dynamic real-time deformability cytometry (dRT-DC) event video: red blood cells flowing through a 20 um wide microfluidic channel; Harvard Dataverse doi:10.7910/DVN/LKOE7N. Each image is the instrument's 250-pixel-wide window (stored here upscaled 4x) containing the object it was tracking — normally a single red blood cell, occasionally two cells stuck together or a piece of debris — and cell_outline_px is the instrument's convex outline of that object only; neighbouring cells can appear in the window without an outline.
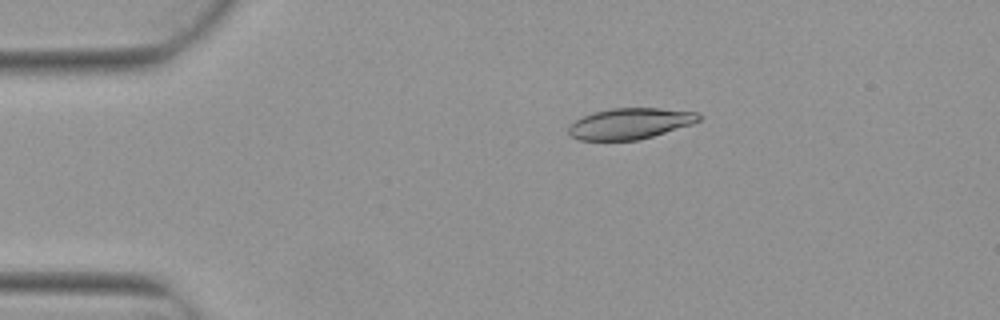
{"species": "Egyptian fruit bat (a non-hibernating species)", "species_latin": "Rousettus aegyptiacus", "temperature_condition": "warm", "stored_images_in_passage": 4, "camera_frame_rate_fps": 3000, "um_per_image_px": 0.085, "animal": {"sex": "female"}, "frame": {"image": 1, "passage_image": 2, "time_ms": 0.333, "image_size_px": [1000, 320], "cell_outline_px": [[704, 116], [700, 120], [692, 124], [652, 136], [636, 140], [580, 140], [572, 136], [568, 132], [568, 128], [576, 120], [592, 112], [612, 108], [660, 108], [696, 112]], "centroid_in_image_um": [53.58, 10.49], "position_along_channel_um": 31.4, "area_um2": 23.35}}
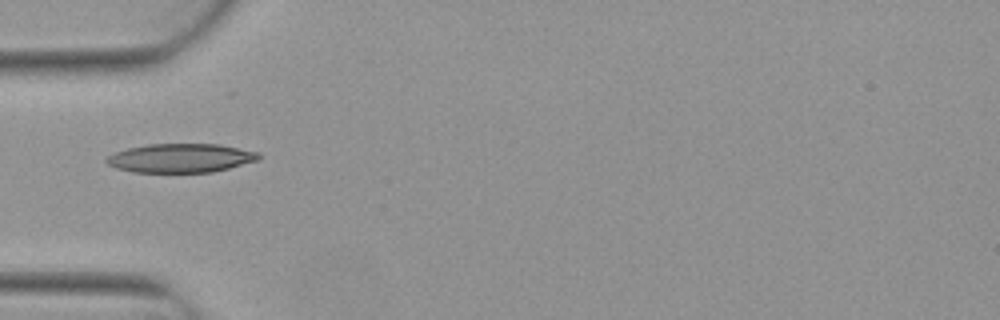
{"frame": {"image": 2, "passage_image": 4, "time_ms": 1.0, "image_size_px": [1000, 320], "cell_outline_px": [[260, 156], [256, 160], [228, 168], [212, 172], [132, 172], [116, 168], [108, 164], [104, 160], [108, 156], [116, 152], [128, 148], [148, 144], [220, 144], [260, 152]], "centroid_in_image_um": [15.34, 13.43], "position_along_channel_um": 69.7, "area_um2": 25.49}}